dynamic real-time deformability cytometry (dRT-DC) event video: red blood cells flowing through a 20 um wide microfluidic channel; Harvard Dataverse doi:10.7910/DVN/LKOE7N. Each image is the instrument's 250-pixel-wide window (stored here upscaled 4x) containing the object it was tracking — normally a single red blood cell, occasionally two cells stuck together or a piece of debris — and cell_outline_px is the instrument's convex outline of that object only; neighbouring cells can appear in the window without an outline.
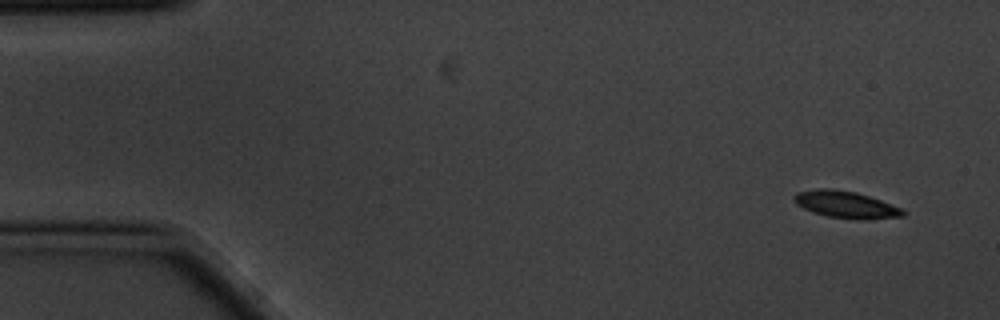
{"species": "common noctule bat (a hibernating species)", "species_latin": "Nyctalus noctula", "temperature_condition": "cold", "stored_images_in_passage": 4, "camera_frame_rate_fps": 3000, "um_per_image_px": 0.085, "animal": {"sex": "male", "body_mass_g": 20.1, "forearm_length_mm": 53.5}, "frame": {"image": 1, "passage_image": 1, "time_ms": 0.0, "image_size_px": [1000, 320], "cell_outline_px": [[908, 212], [904, 216], [868, 220], [856, 220], [828, 216], [812, 212], [796, 204], [792, 200], [792, 196], [796, 192], [816, 188], [832, 188], [856, 192], [880, 200], [900, 208]], "centroid_in_image_um": [71.87, 17.39], "position_along_channel_um": 13.1, "area_um2": 17.34}}